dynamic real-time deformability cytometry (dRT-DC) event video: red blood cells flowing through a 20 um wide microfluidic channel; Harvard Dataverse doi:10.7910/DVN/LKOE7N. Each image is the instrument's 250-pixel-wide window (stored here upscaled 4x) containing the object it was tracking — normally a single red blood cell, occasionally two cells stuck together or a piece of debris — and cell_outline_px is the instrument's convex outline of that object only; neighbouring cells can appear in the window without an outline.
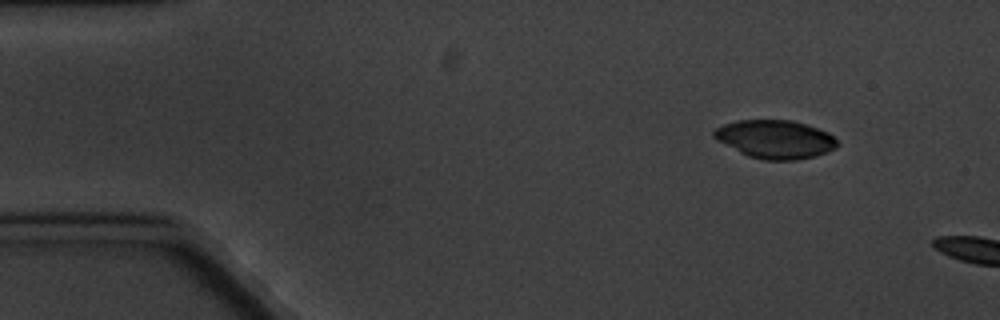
{"species": "common noctule bat (a hibernating species)", "species_latin": "Nyctalus noctula", "temperature_condition": "cold", "stored_images_in_passage": 3, "camera_frame_rate_fps": 3000, "um_per_image_px": 0.085, "animal": {"sex": "male", "body_mass_g": 20.1, "forearm_length_mm": 53.5}, "frame": {"image": 1, "passage_image": 1, "time_ms": 0.0, "image_size_px": [1000, 320], "cell_outline_px": [[840, 144], [836, 148], [828, 152], [816, 156], [796, 160], [764, 160], [748, 156], [716, 140], [712, 136], [712, 132], [716, 128], [724, 124], [736, 120], [792, 120], [808, 124], [828, 132]], "centroid_in_image_um": [65.91, 11.83], "position_along_channel_um": 19.1, "area_um2": 27.8}}